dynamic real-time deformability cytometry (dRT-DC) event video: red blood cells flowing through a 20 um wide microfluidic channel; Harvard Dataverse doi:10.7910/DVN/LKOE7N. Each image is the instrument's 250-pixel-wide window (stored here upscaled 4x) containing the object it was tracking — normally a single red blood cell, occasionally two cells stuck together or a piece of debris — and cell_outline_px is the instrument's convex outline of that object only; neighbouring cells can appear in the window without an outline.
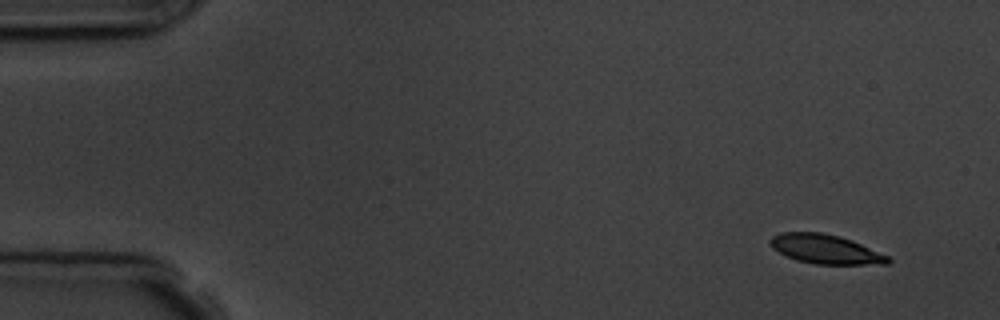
{"species": "common noctule bat (a hibernating species)", "species_latin": "Nyctalus noctula", "temperature_condition": "room temperature", "stored_images_in_passage": 10, "camera_frame_rate_fps": 3000, "um_per_image_px": 0.085, "animal": {"sex": "male", "body_mass_g": 19.5, "forearm_length_mm": 54.6}, "frame": {"image": 1, "passage_image": 1, "time_ms": 0.0, "image_size_px": [1000, 320], "cell_outline_px": [[892, 260], [888, 264], [816, 264], [796, 260], [772, 248], [772, 236], [780, 232], [820, 232], [840, 236], [852, 240], [888, 256]], "centroid_in_image_um": [70.19, 21.18], "position_along_channel_um": 14.8, "area_um2": 19.83}}
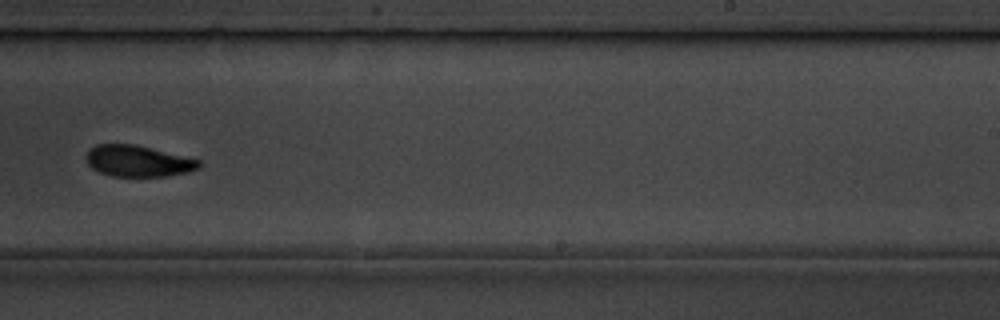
{"frame": {"image": 2, "passage_image": 10, "time_ms": 10.333, "image_size_px": [1000, 320], "cell_outline_px": [[204, 164], [200, 168], [188, 172], [168, 176], [112, 176], [100, 172], [92, 168], [88, 164], [84, 156], [88, 148], [96, 144], [136, 144], [200, 160]], "centroid_in_image_um": [11.72, 13.68], "position_along_channel_um": 277.3, "area_um2": 20.81}}